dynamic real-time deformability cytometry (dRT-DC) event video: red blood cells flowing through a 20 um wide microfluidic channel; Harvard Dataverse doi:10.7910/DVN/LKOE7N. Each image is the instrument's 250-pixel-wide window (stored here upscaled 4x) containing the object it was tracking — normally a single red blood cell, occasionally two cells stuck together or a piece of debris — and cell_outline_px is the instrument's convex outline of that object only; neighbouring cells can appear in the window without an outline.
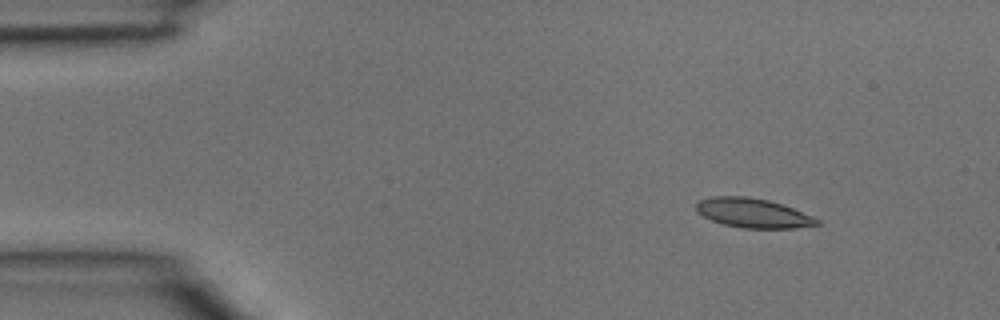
{"species": "common noctule bat (a hibernating species)", "species_latin": "Nyctalus noctula", "temperature_condition": "room temperature", "stored_images_in_passage": 3, "camera_frame_rate_fps": 3000, "um_per_image_px": 0.085, "animal": {"sex": "male", "body_mass_g": 15.6}, "frame": {"image": 1, "passage_image": 1, "time_ms": 0.0, "image_size_px": [1000, 320], "cell_outline_px": [[820, 224], [796, 228], [744, 228], [724, 224], [712, 220], [696, 212], [696, 204], [700, 200], [712, 196], [748, 196], [768, 200], [792, 208], [812, 216], [820, 220]], "centroid_in_image_um": [63.99, 18.1], "position_along_channel_um": 21.0, "area_um2": 20.52}}
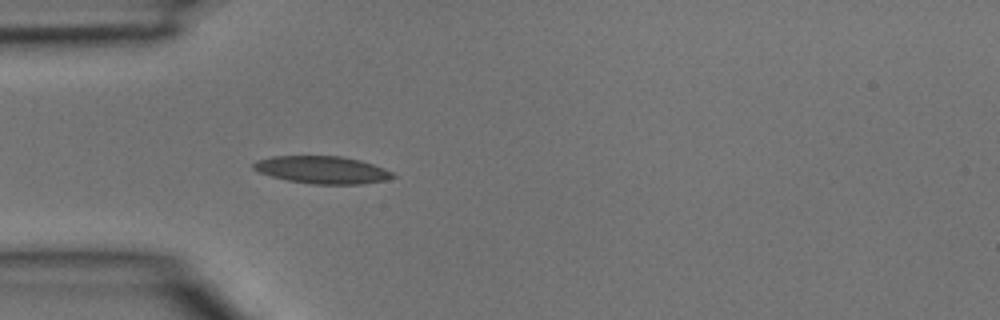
{"frame": {"image": 2, "passage_image": 3, "time_ms": 0.667, "image_size_px": [1000, 320], "cell_outline_px": [[396, 176], [384, 180], [360, 184], [312, 184], [288, 180], [272, 176], [260, 172], [252, 168], [252, 164], [256, 160], [272, 156], [340, 156], [360, 160], [384, 168], [392, 172]], "centroid_in_image_um": [27.36, 14.43], "position_along_channel_um": 57.6, "area_um2": 22.14}}